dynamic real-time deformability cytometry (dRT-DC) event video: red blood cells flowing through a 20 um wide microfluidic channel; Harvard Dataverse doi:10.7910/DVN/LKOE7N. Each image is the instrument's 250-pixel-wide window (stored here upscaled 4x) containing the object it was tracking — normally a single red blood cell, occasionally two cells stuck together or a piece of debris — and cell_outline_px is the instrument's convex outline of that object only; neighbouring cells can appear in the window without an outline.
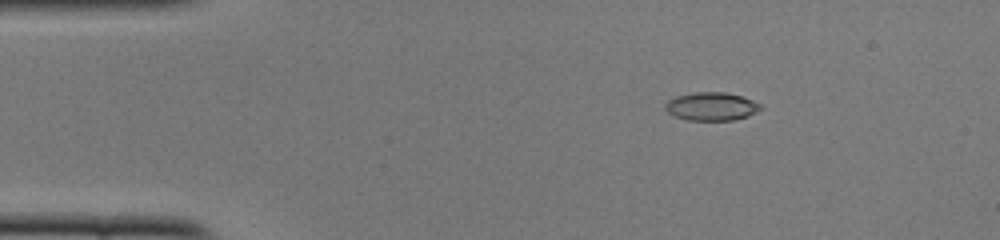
{"species": "common noctule bat (a hibernating species)", "species_latin": "Nyctalus noctula", "temperature_condition": "cold", "stored_images_in_passage": 46, "camera_frame_rate_fps": 3000, "um_per_image_px": 0.085, "animal": {"sex": "female", "body_mass_g": 22.0, "forearm_length_mm": 56.7}, "frame": {"image": 1, "passage_image": 3, "time_ms": 0.667, "image_size_px": [1000, 240], "cell_outline_px": [[760, 108], [748, 116], [732, 120], [688, 120], [676, 116], [668, 112], [664, 108], [664, 104], [668, 100], [676, 96], [696, 92], [724, 92], [740, 96], [752, 100], [760, 104]], "centroid_in_image_um": [60.43, 9.04], "position_along_channel_um": 24.6, "area_um2": 15.43}}
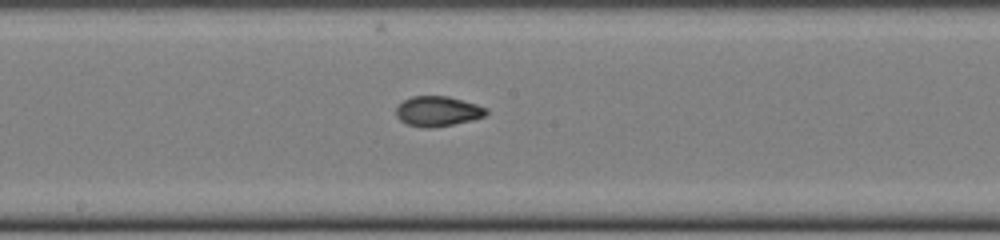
{"frame": {"image": 2, "passage_image": 22, "time_ms": 7.0, "image_size_px": [1000, 240], "cell_outline_px": [[488, 112], [484, 116], [472, 120], [432, 128], [420, 128], [408, 124], [400, 120], [396, 116], [396, 108], [404, 100], [412, 96], [448, 96], [476, 104], [488, 108]], "centroid_in_image_um": [37.2, 9.46], "position_along_channel_um": 211.0, "area_um2": 15.78}}
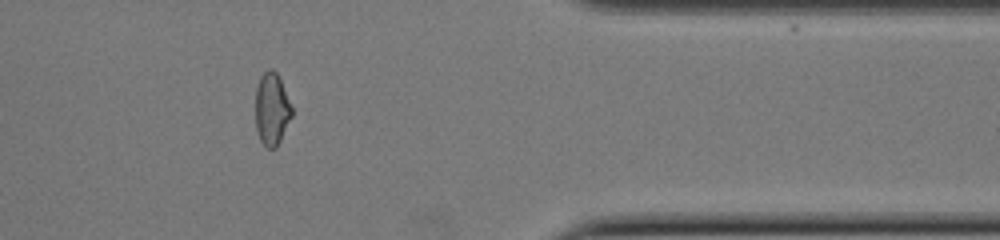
{"frame": {"image": 3, "passage_image": 37, "time_ms": 12.0, "image_size_px": [1000, 240], "cell_outline_px": [[292, 116], [276, 148], [268, 148], [260, 140], [256, 132], [256, 88], [260, 76], [268, 68], [272, 68], [276, 72], [280, 80], [292, 108]], "centroid_in_image_um": [23.09, 9.27], "position_along_channel_um": 388.3, "area_um2": 15.2}, "authors_computed_cell_mechanics": {"area_um2": 15.6349, "velocity_mm_per_s": 3.9388, "shape_relaxation_time_tau1_ms": null, "shape_relaxation_time_tau2_ms": 1.7153, "deformation_change_tau1": null, "deformation_change_tau2": 0.0591}}